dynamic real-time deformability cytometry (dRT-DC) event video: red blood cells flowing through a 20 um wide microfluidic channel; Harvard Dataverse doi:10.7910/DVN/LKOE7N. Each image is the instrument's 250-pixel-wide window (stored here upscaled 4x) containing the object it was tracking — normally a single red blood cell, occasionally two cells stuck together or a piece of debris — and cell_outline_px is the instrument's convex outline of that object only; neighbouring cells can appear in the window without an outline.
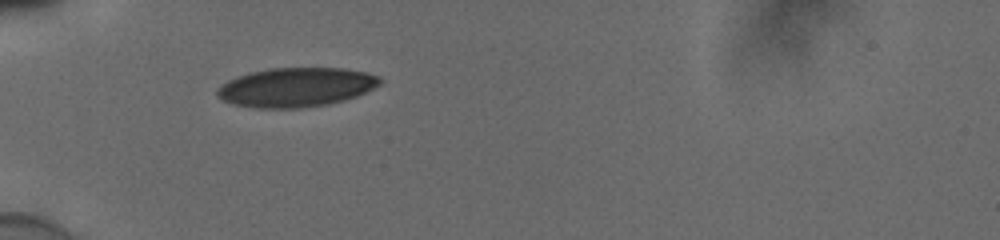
{"species": "human", "species_latin": "Homo sapiens", "temperature_condition": "cold", "stored_images_in_passage": 37, "camera_frame_rate_fps": 3000, "um_per_image_px": 0.085, "donor": {"sex": "male"}, "frame": {"image": 1, "passage_image": 1, "time_ms": 0.0, "image_size_px": [1000, 240], "cell_outline_px": [[384, 80], [380, 84], [356, 96], [344, 100], [328, 104], [304, 108], [256, 108], [236, 104], [224, 100], [216, 96], [216, 88], [228, 80], [236, 76], [268, 68], [344, 68], [368, 72], [380, 76]], "centroid_in_image_um": [25.18, 7.41], "position_along_channel_um": 59.8, "area_um2": 37.34}}
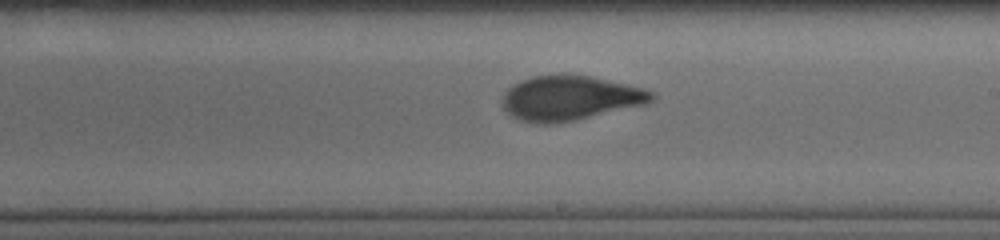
{"frame": {"image": 2, "passage_image": 16, "time_ms": 5.0, "image_size_px": [1000, 240], "cell_outline_px": [[656, 100], [644, 104], [576, 120], [556, 124], [536, 124], [520, 120], [512, 116], [504, 108], [500, 100], [508, 88], [512, 84], [532, 76], [564, 72], [588, 76], [644, 88], [656, 92]], "centroid_in_image_um": [48.43, 8.32], "position_along_channel_um": 240.6, "area_um2": 39.42}}
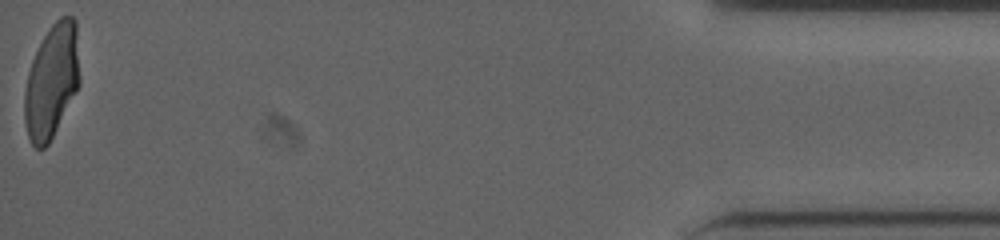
{"frame": {"image": 3, "passage_image": 37, "time_ms": 12.0, "image_size_px": [1000, 240], "cell_outline_px": [[80, 84], [76, 92], [48, 144], [44, 148], [36, 148], [32, 144], [28, 136], [24, 120], [24, 92], [28, 72], [32, 60], [44, 36], [52, 24], [60, 16], [72, 16], [76, 20], [80, 76]], "centroid_in_image_um": [4.4, 6.89], "position_along_channel_um": 430.8, "area_um2": 36.53}, "authors_computed_cell_mechanics": {"area_um2": 37.859, "velocity_mm_per_s": 3.8686, "shape_relaxation_time_tau1_ms": 4.0516, "shape_relaxation_time_tau2_ms": 1.0144, "deformation_change_tau1": 0.1614, "deformation_change_tau2": 0.0622}}